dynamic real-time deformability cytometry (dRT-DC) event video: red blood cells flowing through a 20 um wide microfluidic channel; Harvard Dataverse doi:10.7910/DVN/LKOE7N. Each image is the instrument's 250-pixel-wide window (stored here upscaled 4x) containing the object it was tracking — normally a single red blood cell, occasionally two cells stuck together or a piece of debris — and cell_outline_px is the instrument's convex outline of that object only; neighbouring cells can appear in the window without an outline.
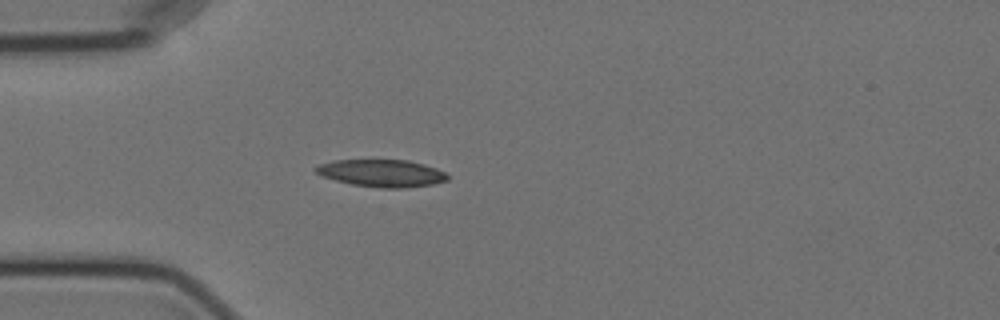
{"species": "Egyptian fruit bat (a non-hibernating species)", "species_latin": "Rousettus aegyptiacus", "temperature_condition": "cold", "stored_images_in_passage": 42, "camera_frame_rate_fps": 3000, "um_per_image_px": 0.085, "animal": {"sex": "female"}, "frame": {"image": 1, "passage_image": 1, "time_ms": 0.0, "image_size_px": [1000, 320], "cell_outline_px": [[448, 180], [432, 184], [404, 188], [380, 188], [352, 184], [320, 176], [312, 168], [320, 164], [332, 160], [408, 160], [424, 164], [436, 168], [444, 172], [448, 176]], "centroid_in_image_um": [32.42, 14.71], "position_along_channel_um": 52.6, "area_um2": 20.98}}
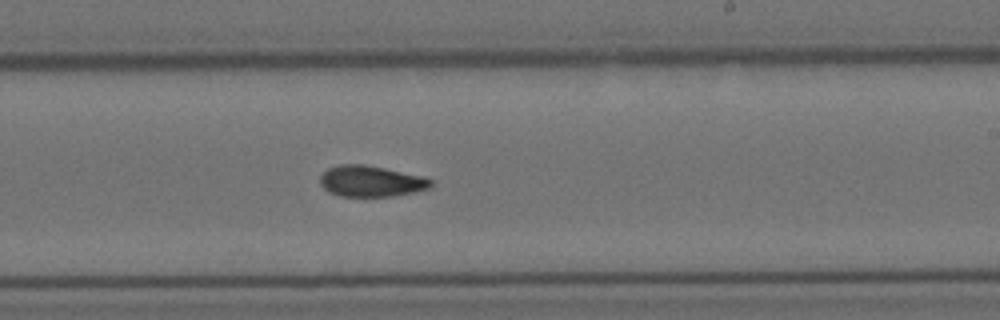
{"frame": {"image": 2, "passage_image": 19, "time_ms": 6.0, "image_size_px": [1000, 320], "cell_outline_px": [[432, 188], [392, 196], [340, 196], [328, 192], [320, 184], [320, 176], [328, 168], [340, 164], [364, 164], [424, 176], [432, 180]], "centroid_in_image_um": [31.53, 15.4], "position_along_channel_um": 257.5, "area_um2": 20.06}}
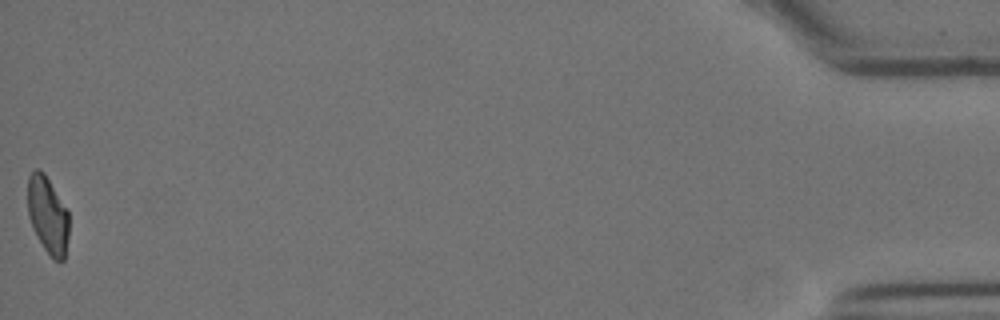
{"frame": {"image": 3, "passage_image": 42, "time_ms": 13.667, "image_size_px": [1000, 320], "cell_outline_px": [[68, 236], [64, 260], [52, 260], [44, 248], [32, 228], [28, 216], [28, 176], [36, 168], [40, 168], [44, 172], [68, 212]], "centroid_in_image_um": [4.04, 18.28], "position_along_channel_um": 431.2, "area_um2": 18.44}, "authors_computed_cell_mechanics": {"area_um2": 19.7965, "velocity_mm_per_s": 3.5459, "shape_relaxation_time_tau1_ms": 7.3387, "shape_relaxation_time_tau2_ms": 7.1875, "deformation_change_tau1": 0.18, "deformation_change_tau2": 0.1405}}